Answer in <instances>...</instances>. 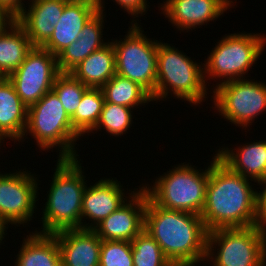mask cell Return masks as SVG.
I'll return each instance as SVG.
<instances>
[{"label": "cell", "mask_w": 266, "mask_h": 266, "mask_svg": "<svg viewBox=\"0 0 266 266\" xmlns=\"http://www.w3.org/2000/svg\"><path fill=\"white\" fill-rule=\"evenodd\" d=\"M249 180L214 155L200 215L207 231L258 225L257 191Z\"/></svg>", "instance_id": "1"}, {"label": "cell", "mask_w": 266, "mask_h": 266, "mask_svg": "<svg viewBox=\"0 0 266 266\" xmlns=\"http://www.w3.org/2000/svg\"><path fill=\"white\" fill-rule=\"evenodd\" d=\"M144 230L170 262L206 257L208 231L200 215L162 208L147 195Z\"/></svg>", "instance_id": "2"}, {"label": "cell", "mask_w": 266, "mask_h": 266, "mask_svg": "<svg viewBox=\"0 0 266 266\" xmlns=\"http://www.w3.org/2000/svg\"><path fill=\"white\" fill-rule=\"evenodd\" d=\"M77 159H58L41 218L43 228L38 233L81 228L82 197L87 180L81 159Z\"/></svg>", "instance_id": "3"}, {"label": "cell", "mask_w": 266, "mask_h": 266, "mask_svg": "<svg viewBox=\"0 0 266 266\" xmlns=\"http://www.w3.org/2000/svg\"><path fill=\"white\" fill-rule=\"evenodd\" d=\"M202 67L181 50L158 41L155 101L165 100L170 92L180 100L200 104L208 98Z\"/></svg>", "instance_id": "4"}, {"label": "cell", "mask_w": 266, "mask_h": 266, "mask_svg": "<svg viewBox=\"0 0 266 266\" xmlns=\"http://www.w3.org/2000/svg\"><path fill=\"white\" fill-rule=\"evenodd\" d=\"M27 133H30L43 151L61 147L59 159H74L79 156L74 142L81 136L73 129L71 118L53 90L28 108L26 129L21 140Z\"/></svg>", "instance_id": "5"}, {"label": "cell", "mask_w": 266, "mask_h": 266, "mask_svg": "<svg viewBox=\"0 0 266 266\" xmlns=\"http://www.w3.org/2000/svg\"><path fill=\"white\" fill-rule=\"evenodd\" d=\"M176 165L157 178L152 188L142 186L148 197L165 209L201 215L205 203L209 166L201 172L189 164ZM148 187V188H147Z\"/></svg>", "instance_id": "6"}, {"label": "cell", "mask_w": 266, "mask_h": 266, "mask_svg": "<svg viewBox=\"0 0 266 266\" xmlns=\"http://www.w3.org/2000/svg\"><path fill=\"white\" fill-rule=\"evenodd\" d=\"M206 259L213 266H266V228L255 225L208 231Z\"/></svg>", "instance_id": "7"}, {"label": "cell", "mask_w": 266, "mask_h": 266, "mask_svg": "<svg viewBox=\"0 0 266 266\" xmlns=\"http://www.w3.org/2000/svg\"><path fill=\"white\" fill-rule=\"evenodd\" d=\"M210 52L204 68V79L221 80L219 84L243 79L256 64L266 45V35L259 33H234L224 36ZM209 75V76H207ZM207 77V78H206ZM212 77V78H211ZM221 77V79H220ZM223 77V78H222Z\"/></svg>", "instance_id": "8"}, {"label": "cell", "mask_w": 266, "mask_h": 266, "mask_svg": "<svg viewBox=\"0 0 266 266\" xmlns=\"http://www.w3.org/2000/svg\"><path fill=\"white\" fill-rule=\"evenodd\" d=\"M131 23L123 41H112L116 74L139 84L155 101L158 40L147 38L136 20Z\"/></svg>", "instance_id": "9"}, {"label": "cell", "mask_w": 266, "mask_h": 266, "mask_svg": "<svg viewBox=\"0 0 266 266\" xmlns=\"http://www.w3.org/2000/svg\"><path fill=\"white\" fill-rule=\"evenodd\" d=\"M249 80L244 78L216 84L211 96L217 112L242 128H247L255 117L266 111V84Z\"/></svg>", "instance_id": "10"}, {"label": "cell", "mask_w": 266, "mask_h": 266, "mask_svg": "<svg viewBox=\"0 0 266 266\" xmlns=\"http://www.w3.org/2000/svg\"><path fill=\"white\" fill-rule=\"evenodd\" d=\"M57 57L49 50L33 46L21 65L7 78L21 101L29 108L51 91L60 74Z\"/></svg>", "instance_id": "11"}, {"label": "cell", "mask_w": 266, "mask_h": 266, "mask_svg": "<svg viewBox=\"0 0 266 266\" xmlns=\"http://www.w3.org/2000/svg\"><path fill=\"white\" fill-rule=\"evenodd\" d=\"M22 171L0 174V219L7 227L29 222L35 213L39 183L34 174Z\"/></svg>", "instance_id": "12"}, {"label": "cell", "mask_w": 266, "mask_h": 266, "mask_svg": "<svg viewBox=\"0 0 266 266\" xmlns=\"http://www.w3.org/2000/svg\"><path fill=\"white\" fill-rule=\"evenodd\" d=\"M132 192L129 201L93 229L101 240L132 241L144 229L147 193L143 187Z\"/></svg>", "instance_id": "13"}, {"label": "cell", "mask_w": 266, "mask_h": 266, "mask_svg": "<svg viewBox=\"0 0 266 266\" xmlns=\"http://www.w3.org/2000/svg\"><path fill=\"white\" fill-rule=\"evenodd\" d=\"M120 181L113 178L100 179L94 185L86 186L82 197L81 228L94 229L112 212L121 207L126 201ZM125 197V198H124ZM90 219L86 223L83 219ZM83 221V222H82Z\"/></svg>", "instance_id": "14"}, {"label": "cell", "mask_w": 266, "mask_h": 266, "mask_svg": "<svg viewBox=\"0 0 266 266\" xmlns=\"http://www.w3.org/2000/svg\"><path fill=\"white\" fill-rule=\"evenodd\" d=\"M163 3L162 12L181 31L208 24L233 6V0H166Z\"/></svg>", "instance_id": "15"}, {"label": "cell", "mask_w": 266, "mask_h": 266, "mask_svg": "<svg viewBox=\"0 0 266 266\" xmlns=\"http://www.w3.org/2000/svg\"><path fill=\"white\" fill-rule=\"evenodd\" d=\"M98 11V0H69L51 37L41 47L57 56L78 39L84 25Z\"/></svg>", "instance_id": "16"}, {"label": "cell", "mask_w": 266, "mask_h": 266, "mask_svg": "<svg viewBox=\"0 0 266 266\" xmlns=\"http://www.w3.org/2000/svg\"><path fill=\"white\" fill-rule=\"evenodd\" d=\"M62 266H99L102 240L93 229H65L52 234Z\"/></svg>", "instance_id": "17"}, {"label": "cell", "mask_w": 266, "mask_h": 266, "mask_svg": "<svg viewBox=\"0 0 266 266\" xmlns=\"http://www.w3.org/2000/svg\"><path fill=\"white\" fill-rule=\"evenodd\" d=\"M68 1L30 0L29 8L15 19L33 46L41 47L51 37Z\"/></svg>", "instance_id": "18"}, {"label": "cell", "mask_w": 266, "mask_h": 266, "mask_svg": "<svg viewBox=\"0 0 266 266\" xmlns=\"http://www.w3.org/2000/svg\"><path fill=\"white\" fill-rule=\"evenodd\" d=\"M104 13L99 10L83 27L79 37L63 49L56 57L61 73H70L91 53L101 49L109 43L104 42L102 29H104Z\"/></svg>", "instance_id": "19"}, {"label": "cell", "mask_w": 266, "mask_h": 266, "mask_svg": "<svg viewBox=\"0 0 266 266\" xmlns=\"http://www.w3.org/2000/svg\"><path fill=\"white\" fill-rule=\"evenodd\" d=\"M242 146V147H241ZM238 146L236 151L221 148L216 151L217 158L231 171L254 182L266 179V141L251 142Z\"/></svg>", "instance_id": "20"}, {"label": "cell", "mask_w": 266, "mask_h": 266, "mask_svg": "<svg viewBox=\"0 0 266 266\" xmlns=\"http://www.w3.org/2000/svg\"><path fill=\"white\" fill-rule=\"evenodd\" d=\"M28 107L7 77L0 78V140L21 141L27 124Z\"/></svg>", "instance_id": "21"}, {"label": "cell", "mask_w": 266, "mask_h": 266, "mask_svg": "<svg viewBox=\"0 0 266 266\" xmlns=\"http://www.w3.org/2000/svg\"><path fill=\"white\" fill-rule=\"evenodd\" d=\"M70 73L87 87L101 88L116 74L112 42L91 53Z\"/></svg>", "instance_id": "22"}, {"label": "cell", "mask_w": 266, "mask_h": 266, "mask_svg": "<svg viewBox=\"0 0 266 266\" xmlns=\"http://www.w3.org/2000/svg\"><path fill=\"white\" fill-rule=\"evenodd\" d=\"M15 266H62L58 242L52 234L32 232L23 240Z\"/></svg>", "instance_id": "23"}, {"label": "cell", "mask_w": 266, "mask_h": 266, "mask_svg": "<svg viewBox=\"0 0 266 266\" xmlns=\"http://www.w3.org/2000/svg\"><path fill=\"white\" fill-rule=\"evenodd\" d=\"M33 48L24 29L14 21L0 33V76L8 77Z\"/></svg>", "instance_id": "24"}, {"label": "cell", "mask_w": 266, "mask_h": 266, "mask_svg": "<svg viewBox=\"0 0 266 266\" xmlns=\"http://www.w3.org/2000/svg\"><path fill=\"white\" fill-rule=\"evenodd\" d=\"M105 101L135 108L153 101L152 96L134 81L115 74L101 87Z\"/></svg>", "instance_id": "25"}, {"label": "cell", "mask_w": 266, "mask_h": 266, "mask_svg": "<svg viewBox=\"0 0 266 266\" xmlns=\"http://www.w3.org/2000/svg\"><path fill=\"white\" fill-rule=\"evenodd\" d=\"M105 97L101 88L89 87L83 94L80 104L71 117L73 129L83 136L95 128L103 109Z\"/></svg>", "instance_id": "26"}, {"label": "cell", "mask_w": 266, "mask_h": 266, "mask_svg": "<svg viewBox=\"0 0 266 266\" xmlns=\"http://www.w3.org/2000/svg\"><path fill=\"white\" fill-rule=\"evenodd\" d=\"M133 266H169L158 243L143 229L132 241Z\"/></svg>", "instance_id": "27"}, {"label": "cell", "mask_w": 266, "mask_h": 266, "mask_svg": "<svg viewBox=\"0 0 266 266\" xmlns=\"http://www.w3.org/2000/svg\"><path fill=\"white\" fill-rule=\"evenodd\" d=\"M131 110L133 108L105 101L100 118L92 131L103 128L106 129L107 133L115 137L125 134L133 122V112Z\"/></svg>", "instance_id": "28"}, {"label": "cell", "mask_w": 266, "mask_h": 266, "mask_svg": "<svg viewBox=\"0 0 266 266\" xmlns=\"http://www.w3.org/2000/svg\"><path fill=\"white\" fill-rule=\"evenodd\" d=\"M88 88L71 73H60L55 79L52 90L56 93L63 108L71 118Z\"/></svg>", "instance_id": "29"}, {"label": "cell", "mask_w": 266, "mask_h": 266, "mask_svg": "<svg viewBox=\"0 0 266 266\" xmlns=\"http://www.w3.org/2000/svg\"><path fill=\"white\" fill-rule=\"evenodd\" d=\"M99 266H133L131 241L102 240Z\"/></svg>", "instance_id": "30"}, {"label": "cell", "mask_w": 266, "mask_h": 266, "mask_svg": "<svg viewBox=\"0 0 266 266\" xmlns=\"http://www.w3.org/2000/svg\"><path fill=\"white\" fill-rule=\"evenodd\" d=\"M120 7L133 16V19L139 17V15L147 13V1L146 0H115ZM137 15V16H136ZM136 16V17H135Z\"/></svg>", "instance_id": "31"}, {"label": "cell", "mask_w": 266, "mask_h": 266, "mask_svg": "<svg viewBox=\"0 0 266 266\" xmlns=\"http://www.w3.org/2000/svg\"><path fill=\"white\" fill-rule=\"evenodd\" d=\"M258 184L264 185V188L257 192V220L258 225L266 228V179Z\"/></svg>", "instance_id": "32"}, {"label": "cell", "mask_w": 266, "mask_h": 266, "mask_svg": "<svg viewBox=\"0 0 266 266\" xmlns=\"http://www.w3.org/2000/svg\"><path fill=\"white\" fill-rule=\"evenodd\" d=\"M21 2L22 0H0V7H2L14 19H16L25 8L24 3Z\"/></svg>", "instance_id": "33"}, {"label": "cell", "mask_w": 266, "mask_h": 266, "mask_svg": "<svg viewBox=\"0 0 266 266\" xmlns=\"http://www.w3.org/2000/svg\"><path fill=\"white\" fill-rule=\"evenodd\" d=\"M15 19L0 7V33L3 32Z\"/></svg>", "instance_id": "34"}, {"label": "cell", "mask_w": 266, "mask_h": 266, "mask_svg": "<svg viewBox=\"0 0 266 266\" xmlns=\"http://www.w3.org/2000/svg\"><path fill=\"white\" fill-rule=\"evenodd\" d=\"M206 257L200 260H194V261H175L170 262L169 266H195L196 263H201V261H206Z\"/></svg>", "instance_id": "35"}, {"label": "cell", "mask_w": 266, "mask_h": 266, "mask_svg": "<svg viewBox=\"0 0 266 266\" xmlns=\"http://www.w3.org/2000/svg\"><path fill=\"white\" fill-rule=\"evenodd\" d=\"M6 228V224L0 219V243H2L1 241L4 239V235H6Z\"/></svg>", "instance_id": "36"}, {"label": "cell", "mask_w": 266, "mask_h": 266, "mask_svg": "<svg viewBox=\"0 0 266 266\" xmlns=\"http://www.w3.org/2000/svg\"><path fill=\"white\" fill-rule=\"evenodd\" d=\"M103 2H104V0H98L99 10L104 12V10H103L104 9V6H103L104 3Z\"/></svg>", "instance_id": "37"}]
</instances>
